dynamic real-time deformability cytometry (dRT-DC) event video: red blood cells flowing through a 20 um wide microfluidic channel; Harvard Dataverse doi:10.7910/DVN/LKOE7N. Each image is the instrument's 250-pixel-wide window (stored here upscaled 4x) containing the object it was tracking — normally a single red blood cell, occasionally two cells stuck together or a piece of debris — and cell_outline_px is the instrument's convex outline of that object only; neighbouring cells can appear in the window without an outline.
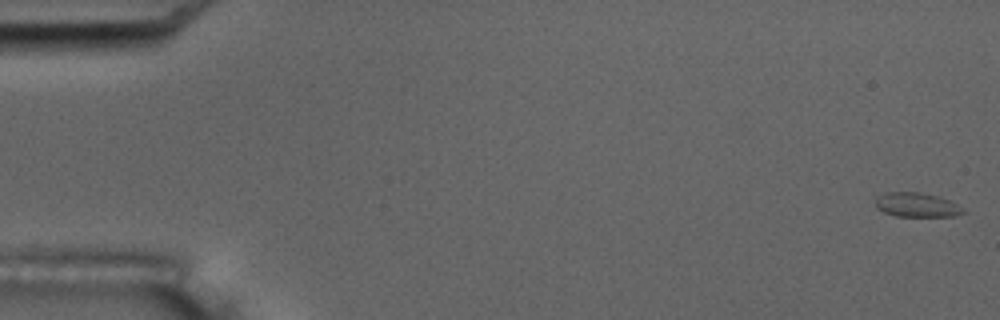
{"species": "common noctule bat (a hibernating species)", "species_latin": "Nyctalus noctula", "temperature_condition": "room temperature", "stored_images_in_passage": 6, "camera_frame_rate_fps": 3000, "um_per_image_px": 0.085, "animal": {"sex": "male", "body_mass_g": 17.5, "forearm_length_mm": 52.3}, "frame": {"image": 1, "passage_image": 1, "time_ms": 0.0, "image_size_px": [1000, 320], "cell_outline_px": [[968, 212], [956, 216], [896, 216], [884, 212], [876, 208], [876, 200], [880, 196], [888, 192], [920, 192], [936, 196], [948, 200], [964, 208]], "centroid_in_image_um": [77.97, 17.43], "position_along_channel_um": 7.0, "area_um2": 12.31}}